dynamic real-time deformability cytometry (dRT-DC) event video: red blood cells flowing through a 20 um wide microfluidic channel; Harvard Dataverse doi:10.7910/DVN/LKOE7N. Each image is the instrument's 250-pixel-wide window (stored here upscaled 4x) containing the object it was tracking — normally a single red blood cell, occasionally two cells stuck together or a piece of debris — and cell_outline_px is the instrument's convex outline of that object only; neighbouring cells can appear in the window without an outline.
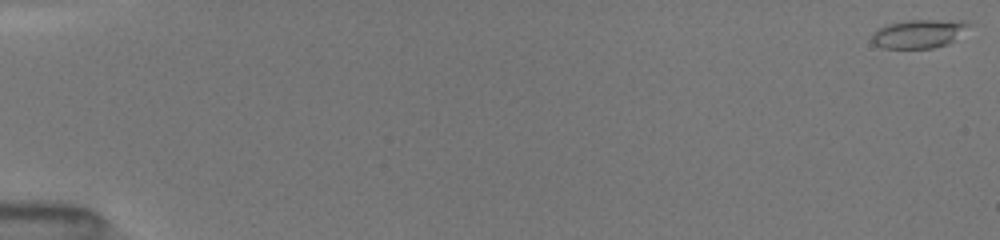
{"species": "common noctule bat (a hibernating species)", "species_latin": "Nyctalus noctula", "temperature_condition": "room temperature", "stored_images_in_passage": 69, "camera_frame_rate_fps": 3000, "um_per_image_px": 0.085, "animal": {"sex": "female", "body_mass_g": 19.5, "forearm_length_mm": 54.1}, "frame": {"image": 1, "passage_image": 1, "time_ms": 0.0, "image_size_px": [1000, 240], "cell_outline_px": [[972, 24], [948, 44], [932, 48], [880, 48], [872, 44], [872, 32], [876, 28], [888, 24], [908, 20], [968, 20]], "centroid_in_image_um": [78.07, 2.86], "position_along_channel_um": 6.9, "area_um2": 16.3}}
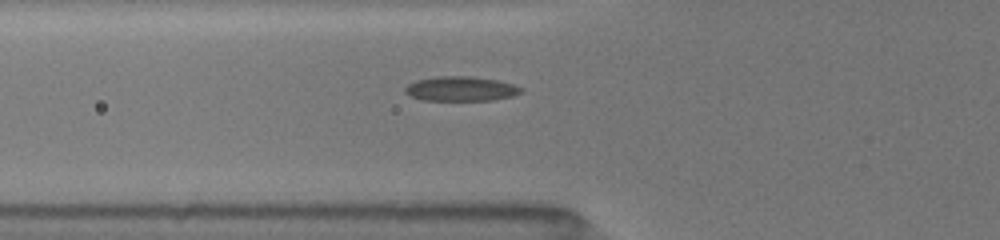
{"frame": {"image": 2, "passage_image": 43, "time_ms": 6.333, "image_size_px": [1000, 240], "cell_outline_px": [[524, 92], [512, 96], [492, 100], [424, 100], [412, 96], [404, 92], [404, 88], [408, 84], [416, 80], [436, 76], [472, 76], [500, 80], [524, 88]], "centroid_in_image_um": [39.21, 7.53], "position_along_channel_um": 86.6, "area_um2": 16.76}}
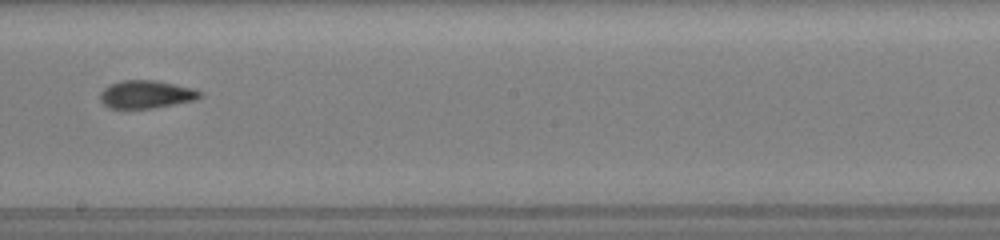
{"frame": {"image": 3, "passage_image": 67, "time_ms": 10.0, "image_size_px": [1000, 240], "cell_outline_px": [[204, 96], [196, 100], [152, 108], [108, 108], [100, 100], [100, 92], [108, 84], [120, 80], [156, 80], [196, 88], [204, 92]], "centroid_in_image_um": [12.47, 8.0], "position_along_channel_um": 235.7, "area_um2": 16.59}}